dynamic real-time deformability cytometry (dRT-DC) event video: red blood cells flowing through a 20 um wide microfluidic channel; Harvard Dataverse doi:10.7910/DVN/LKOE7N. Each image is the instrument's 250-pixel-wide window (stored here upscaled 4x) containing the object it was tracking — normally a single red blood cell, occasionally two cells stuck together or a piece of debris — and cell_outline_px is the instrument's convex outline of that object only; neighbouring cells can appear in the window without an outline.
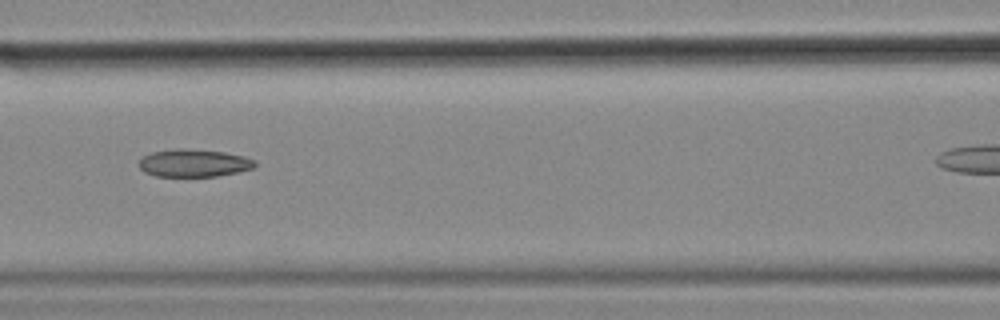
{"species": "common noctule bat (a hibernating species)", "species_latin": "Nyctalus noctula", "temperature_condition": "cold", "stored_images_in_passage": 31, "camera_frame_rate_fps": 3000, "um_per_image_px": 0.085, "animal": {"sex": "female", "body_mass_g": 18.4}, "frame": {"image": 1, "passage_image": 10, "time_ms": 3.0, "image_size_px": [1000, 320], "cell_outline_px": [[256, 168], [216, 176], [156, 176], [144, 172], [140, 168], [140, 156], [152, 152], [176, 148], [184, 148], [224, 152], [244, 156], [256, 160]], "centroid_in_image_um": [16.48, 13.85], "position_along_channel_um": 150.1, "area_um2": 18.79}}